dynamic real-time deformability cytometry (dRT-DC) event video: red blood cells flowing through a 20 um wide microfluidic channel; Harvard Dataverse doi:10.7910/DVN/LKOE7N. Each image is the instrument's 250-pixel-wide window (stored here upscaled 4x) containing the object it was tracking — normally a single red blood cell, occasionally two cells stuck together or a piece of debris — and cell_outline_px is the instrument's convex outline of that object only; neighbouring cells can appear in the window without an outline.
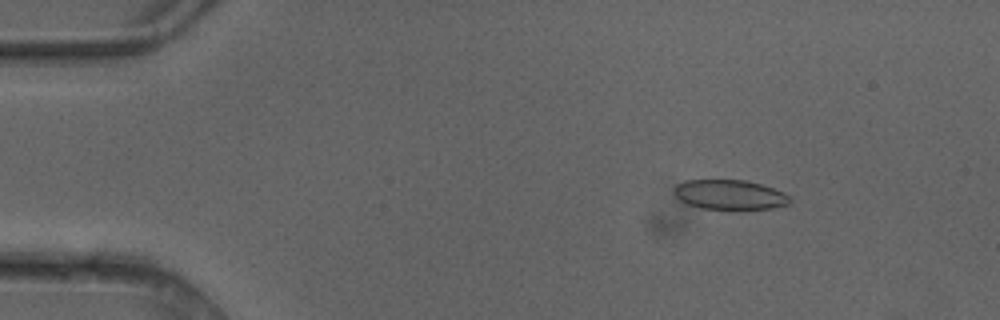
{"species": "common noctule bat (a hibernating species)", "species_latin": "Nyctalus noctula", "temperature_condition": "cold", "stored_images_in_passage": 4, "camera_frame_rate_fps": 3000, "um_per_image_px": 0.085, "animal": {"sex": "female"}, "frame": {"image": 1, "passage_image": 2, "time_ms": 0.333, "image_size_px": [1000, 320], "cell_outline_px": [[792, 200], [788, 204], [772, 208], [700, 208], [688, 204], [680, 200], [676, 196], [676, 184], [684, 180], [744, 180], [760, 184], [784, 192]], "centroid_in_image_um": [62.03, 16.53], "position_along_channel_um": 23.0, "area_um2": 19.59}}
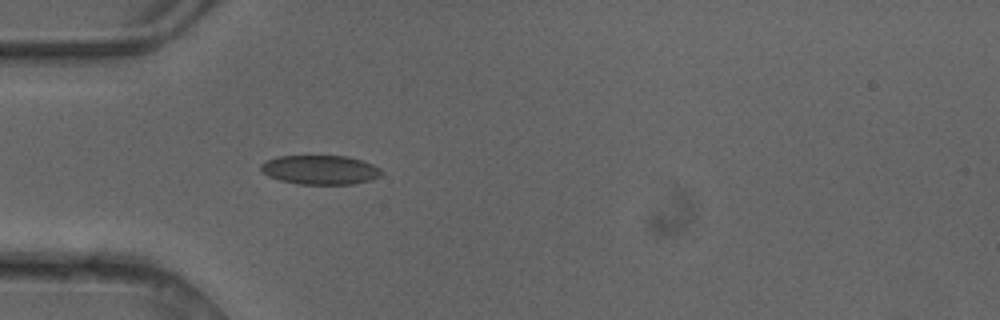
{"frame": {"image": 2, "passage_image": 4, "time_ms": 1.0, "image_size_px": [1000, 320], "cell_outline_px": [[384, 172], [380, 176], [372, 180], [352, 184], [300, 184], [280, 180], [268, 176], [260, 168], [260, 164], [276, 156], [348, 156], [372, 164], [380, 168]], "centroid_in_image_um": [27.24, 14.43], "position_along_channel_um": 57.8, "area_um2": 20.52}}